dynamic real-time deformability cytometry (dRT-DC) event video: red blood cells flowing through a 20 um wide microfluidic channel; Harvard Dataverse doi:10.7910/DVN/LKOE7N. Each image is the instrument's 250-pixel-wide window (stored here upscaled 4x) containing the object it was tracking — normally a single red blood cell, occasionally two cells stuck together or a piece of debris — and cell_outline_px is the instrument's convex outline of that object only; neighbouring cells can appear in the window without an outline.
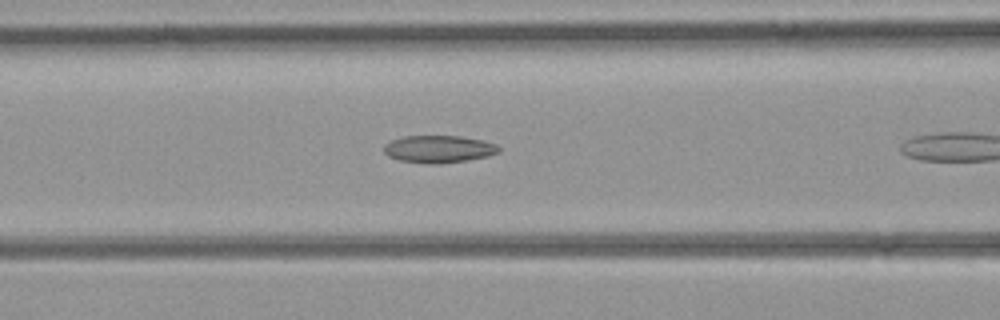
{"species": "common noctule bat (a hibernating species)", "species_latin": "Nyctalus noctula", "temperature_condition": "room temperature", "stored_images_in_passage": 7, "camera_frame_rate_fps": 3000, "um_per_image_px": 0.085, "animal": {"sex": "female", "body_mass_g": 21.9}, "frame": {"image": 1, "passage_image": 6, "time_ms": 1.667, "image_size_px": [1000, 320], "cell_outline_px": [[500, 152], [488, 156], [440, 164], [428, 164], [400, 160], [388, 156], [384, 152], [384, 144], [392, 140], [404, 136], [460, 136], [484, 140], [496, 144], [500, 148]], "centroid_in_image_um": [37.3, 12.67], "position_along_channel_um": 129.3, "area_um2": 18.32}}